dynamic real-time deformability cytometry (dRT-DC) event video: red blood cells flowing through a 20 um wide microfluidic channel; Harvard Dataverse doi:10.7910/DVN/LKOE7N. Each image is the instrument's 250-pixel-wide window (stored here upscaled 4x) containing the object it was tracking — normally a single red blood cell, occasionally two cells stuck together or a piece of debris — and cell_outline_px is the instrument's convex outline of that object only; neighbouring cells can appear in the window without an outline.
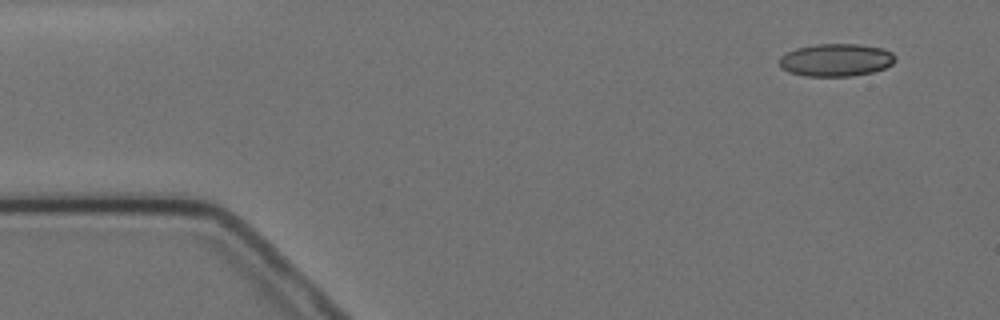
{"species": "Egyptian fruit bat (a non-hibernating species)", "species_latin": "Rousettus aegyptiacus", "temperature_condition": "cold", "stored_images_in_passage": 15, "camera_frame_rate_fps": 3000, "um_per_image_px": 0.085, "animal": {"sex": "female"}, "frame": {"image": 1, "passage_image": 1, "time_ms": 0.0, "image_size_px": [1000, 320], "cell_outline_px": [[896, 60], [892, 64], [884, 68], [872, 72], [852, 76], [804, 76], [788, 72], [780, 68], [780, 56], [796, 48], [816, 44], [860, 44], [884, 48], [892, 52]], "centroid_in_image_um": [71.06, 5.1], "position_along_channel_um": 13.9, "area_um2": 22.2}}
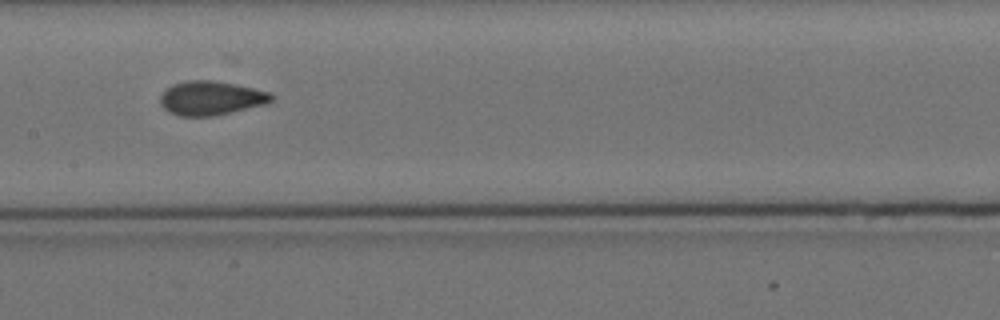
{"frame": {"image": 2, "passage_image": 7, "time_ms": 7.667, "image_size_px": [1000, 320], "cell_outline_px": [[276, 96], [272, 100], [264, 104], [232, 112], [212, 116], [180, 116], [168, 112], [160, 104], [160, 96], [172, 84], [188, 80], [212, 80], [236, 84], [268, 92]], "centroid_in_image_um": [17.92, 8.34], "position_along_channel_um": 189.5, "area_um2": 21.96}}
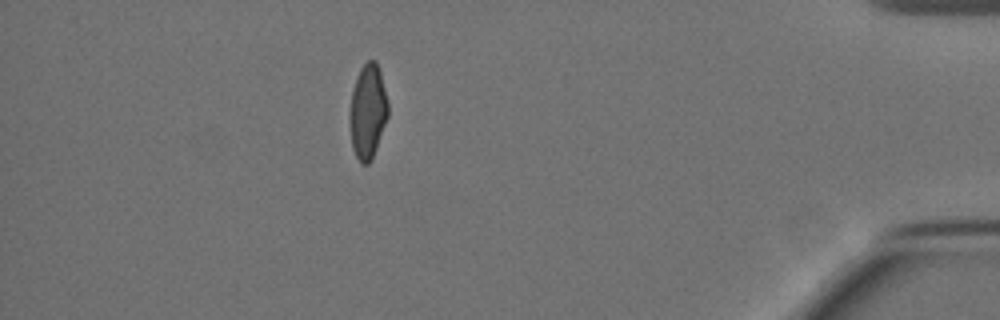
{"frame": {"image": 3, "passage_image": 13, "time_ms": 15.333, "image_size_px": [1000, 320], "cell_outline_px": [[388, 116], [372, 160], [368, 164], [360, 164], [352, 148], [348, 116], [352, 88], [356, 76], [360, 68], [368, 60], [376, 60], [380, 72], [388, 104]], "centroid_in_image_um": [31.23, 9.49], "position_along_channel_um": 404.0, "area_um2": 21.39}, "authors_computed_cell_mechanics": {"area_um2": 21.964, "velocity_mm_per_s": 3.495, "shape_relaxation_time_tau1_ms": 11.0887, "shape_relaxation_time_tau2_ms": 1.5879, "deformation_change_tau1": 0.1824, "deformation_change_tau2": 0.0338}}